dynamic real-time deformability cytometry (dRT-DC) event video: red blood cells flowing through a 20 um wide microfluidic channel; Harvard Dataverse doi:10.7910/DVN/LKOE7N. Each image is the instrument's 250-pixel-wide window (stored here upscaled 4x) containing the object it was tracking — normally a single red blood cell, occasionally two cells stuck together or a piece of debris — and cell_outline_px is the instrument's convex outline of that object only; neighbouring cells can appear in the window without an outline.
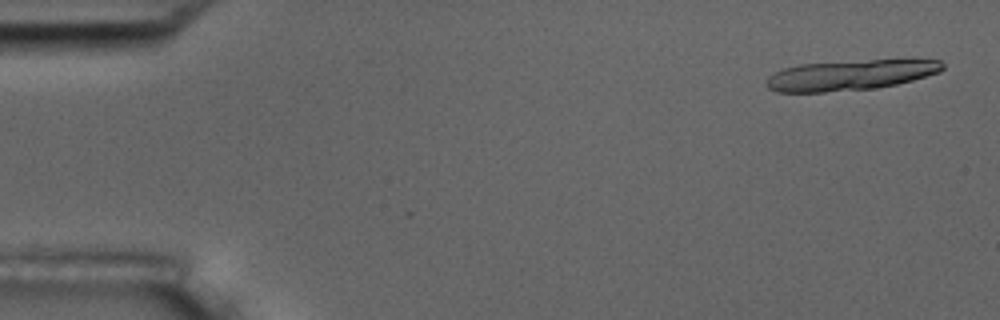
{"species": "common noctule bat (a hibernating species)", "species_latin": "Nyctalus noctula", "temperature_condition": "room temperature", "stored_images_in_passage": 6, "camera_frame_rate_fps": 3000, "um_per_image_px": 0.085, "animal": {"sex": "male", "body_mass_g": 17.5, "forearm_length_mm": 52.3}, "frame": {"image": 1, "passage_image": 1, "time_ms": 0.0, "image_size_px": [1000, 320], "cell_outline_px": [[944, 68], [940, 72], [912, 80], [896, 84], [876, 88], [824, 92], [776, 92], [768, 88], [764, 84], [768, 76], [784, 68], [800, 64], [912, 56], [940, 60], [944, 64]], "centroid_in_image_um": [72.4, 6.33], "position_along_channel_um": 12.6, "area_um2": 32.37}}